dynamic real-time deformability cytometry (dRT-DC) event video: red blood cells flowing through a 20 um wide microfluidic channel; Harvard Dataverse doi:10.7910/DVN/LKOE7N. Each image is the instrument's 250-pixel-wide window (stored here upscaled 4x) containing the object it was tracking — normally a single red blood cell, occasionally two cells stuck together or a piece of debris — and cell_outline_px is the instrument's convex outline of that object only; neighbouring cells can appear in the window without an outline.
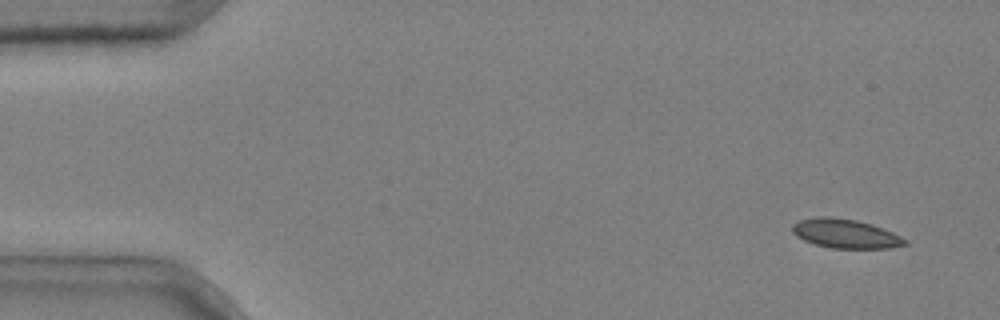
{"species": "common noctule bat (a hibernating species)", "species_latin": "Nyctalus noctula", "temperature_condition": "cold", "stored_images_in_passage": 8, "camera_frame_rate_fps": 3000, "um_per_image_px": 0.085, "animal": {"sex": "male", "body_mass_g": 20.4}, "frame": {"image": 1, "passage_image": 1, "time_ms": 0.0, "image_size_px": [1000, 320], "cell_outline_px": [[908, 244], [888, 248], [832, 248], [816, 244], [804, 240], [796, 236], [792, 232], [792, 224], [800, 220], [816, 216], [828, 216], [856, 220], [872, 224], [892, 232], [908, 240]], "centroid_in_image_um": [71.85, 19.85], "position_along_channel_um": 13.1, "area_um2": 19.07}}
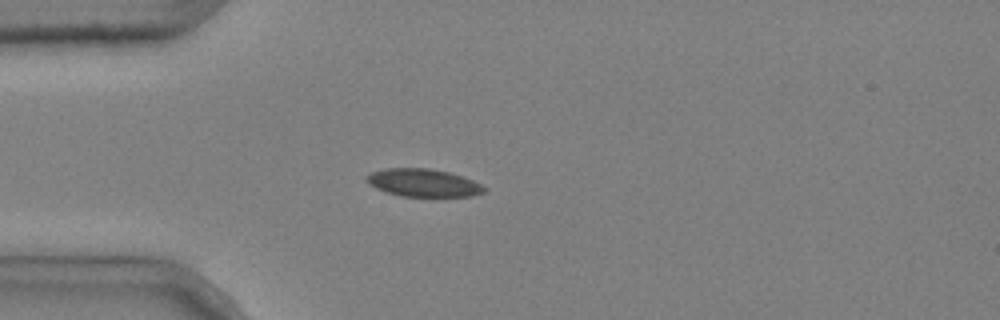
{"frame": {"image": 2, "passage_image": 4, "time_ms": 1.0, "image_size_px": [1000, 320], "cell_outline_px": [[488, 188], [484, 192], [472, 196], [400, 196], [376, 188], [364, 180], [364, 176], [372, 172], [384, 168], [428, 168], [448, 172], [472, 180]], "centroid_in_image_um": [35.95, 15.53], "position_along_channel_um": 49.1, "area_um2": 18.96}}